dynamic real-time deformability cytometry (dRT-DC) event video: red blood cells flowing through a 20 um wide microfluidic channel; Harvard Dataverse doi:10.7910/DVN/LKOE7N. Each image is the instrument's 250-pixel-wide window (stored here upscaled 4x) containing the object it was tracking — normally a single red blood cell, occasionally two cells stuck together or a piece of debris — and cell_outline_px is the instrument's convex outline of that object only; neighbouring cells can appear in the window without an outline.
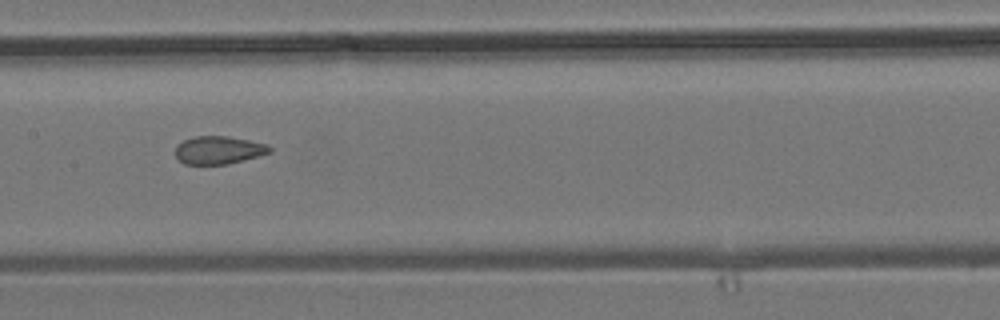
{"species": "common noctule bat (a hibernating species)", "species_latin": "Nyctalus noctula", "temperature_condition": "room temperature", "stored_images_in_passage": 9, "camera_frame_rate_fps": 3000, "um_per_image_px": 0.085, "animal": {"sex": "male", "body_mass_g": 19.2, "forearm_length_mm": 51.8}, "frame": {"image": 1, "passage_image": 7, "time_ms": 7.667, "image_size_px": [1000, 320], "cell_outline_px": [[272, 152], [224, 164], [184, 164], [176, 156], [176, 144], [192, 136], [228, 136], [268, 144], [272, 148]], "centroid_in_image_um": [18.56, 12.74], "position_along_channel_um": 188.8, "area_um2": 15.2}}
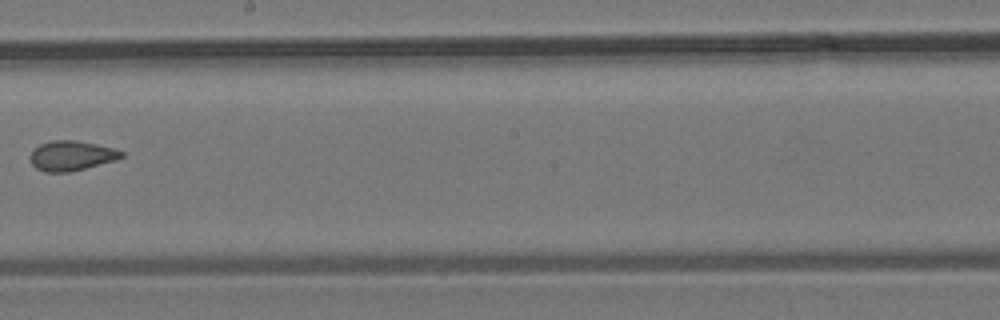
{"frame": {"image": 2, "passage_image": 8, "time_ms": 9.0, "image_size_px": [1000, 320], "cell_outline_px": [[124, 156], [116, 160], [68, 172], [44, 172], [36, 168], [32, 164], [32, 152], [40, 144], [52, 140], [76, 140], [116, 148], [124, 152]], "centroid_in_image_um": [6.12, 13.23], "position_along_channel_um": 242.1, "area_um2": 15.72}}
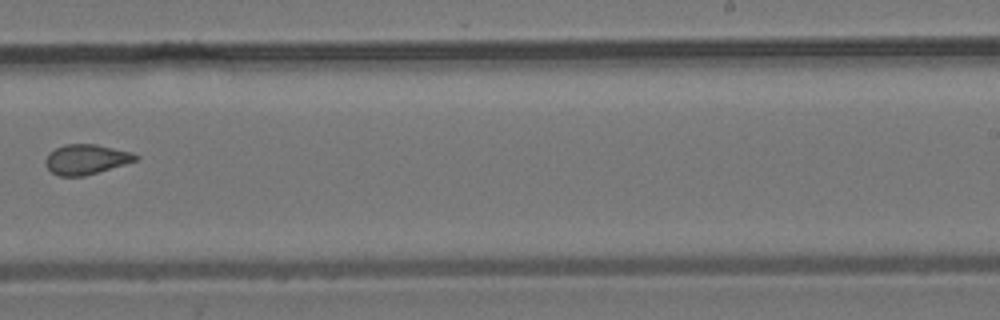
{"frame": {"image": 3, "passage_image": 9, "time_ms": 10.0, "image_size_px": [1000, 320], "cell_outline_px": [[140, 156], [136, 160], [124, 164], [84, 176], [60, 176], [52, 172], [44, 164], [44, 160], [48, 152], [64, 144], [96, 144], [132, 152]], "centroid_in_image_um": [7.29, 13.53], "position_along_channel_um": 281.7, "area_um2": 15.72}}